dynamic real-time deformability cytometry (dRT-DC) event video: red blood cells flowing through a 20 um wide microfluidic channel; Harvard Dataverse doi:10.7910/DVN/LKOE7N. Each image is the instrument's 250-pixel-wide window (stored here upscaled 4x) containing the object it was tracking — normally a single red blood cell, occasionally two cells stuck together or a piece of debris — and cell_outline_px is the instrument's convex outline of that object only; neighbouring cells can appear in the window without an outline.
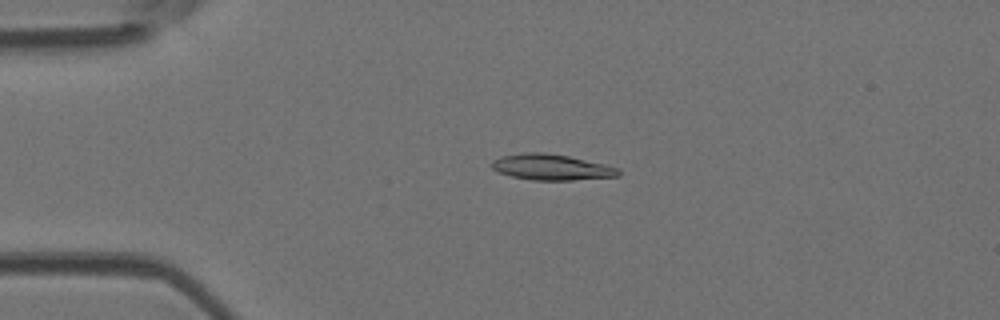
{"species": "Egyptian fruit bat (a non-hibernating species)", "species_latin": "Rousettus aegyptiacus", "temperature_condition": "room temperature", "stored_images_in_passage": 5, "camera_frame_rate_fps": 3000, "um_per_image_px": 0.085, "animal": {"sex": "female"}, "frame": {"image": 1, "passage_image": 4, "time_ms": 1.0, "image_size_px": [1000, 320], "cell_outline_px": [[620, 176], [572, 180], [532, 180], [512, 176], [500, 172], [492, 168], [492, 160], [500, 156], [524, 152], [544, 152], [568, 156], [604, 164], [620, 168]], "centroid_in_image_um": [46.88, 14.2], "position_along_channel_um": 38.1, "area_um2": 19.07}}